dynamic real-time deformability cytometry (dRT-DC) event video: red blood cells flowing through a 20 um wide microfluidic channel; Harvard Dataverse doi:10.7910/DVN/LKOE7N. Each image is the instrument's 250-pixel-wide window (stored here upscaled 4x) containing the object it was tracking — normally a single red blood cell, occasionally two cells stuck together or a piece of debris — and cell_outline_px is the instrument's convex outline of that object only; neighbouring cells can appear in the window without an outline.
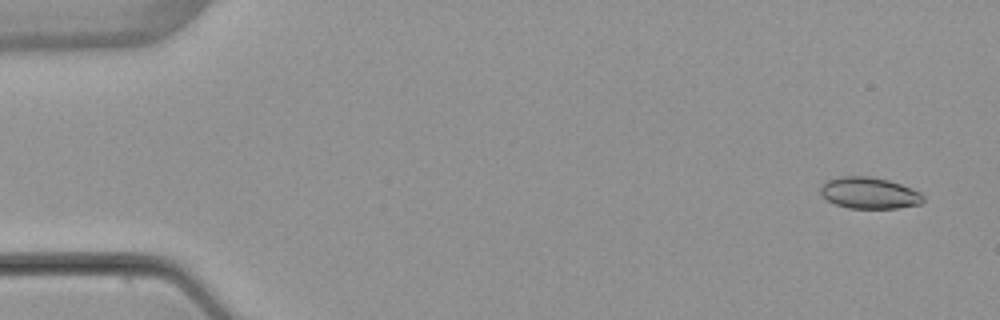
{"species": "common noctule bat (a hibernating species)", "species_latin": "Nyctalus noctula", "temperature_condition": "warm", "stored_images_in_passage": 6, "camera_frame_rate_fps": 3000, "um_per_image_px": 0.085, "animal": {"sex": "female", "body_mass_g": 22.7, "forearm_length_mm": 54.2}, "frame": {"image": 1, "passage_image": 1, "time_ms": 0.0, "image_size_px": [1000, 320], "cell_outline_px": [[924, 200], [920, 204], [896, 208], [848, 208], [836, 204], [828, 200], [820, 192], [820, 188], [828, 180], [840, 176], [872, 176], [888, 180], [912, 188], [920, 192], [924, 196]], "centroid_in_image_um": [73.91, 16.4], "position_along_channel_um": 11.1, "area_um2": 18.73}}
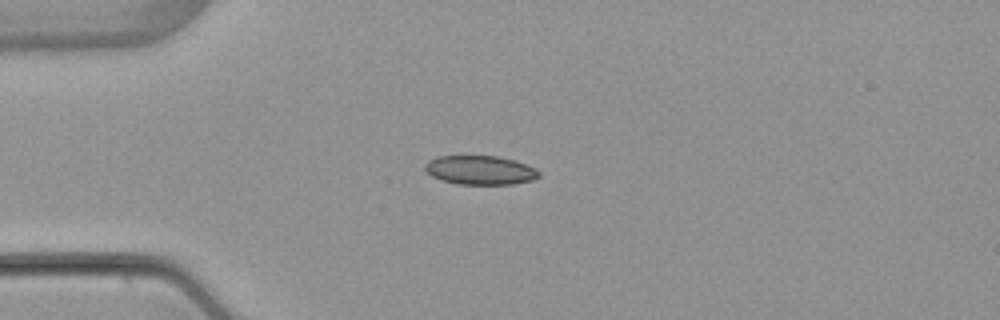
{"frame": {"image": 2, "passage_image": 4, "time_ms": 3.667, "image_size_px": [1000, 320], "cell_outline_px": [[540, 176], [532, 180], [512, 184], [456, 184], [440, 180], [432, 176], [424, 168], [424, 164], [428, 160], [440, 156], [496, 156], [512, 160], [536, 168], [540, 172]], "centroid_in_image_um": [40.79, 14.47], "position_along_channel_um": 44.2, "area_um2": 19.19}}
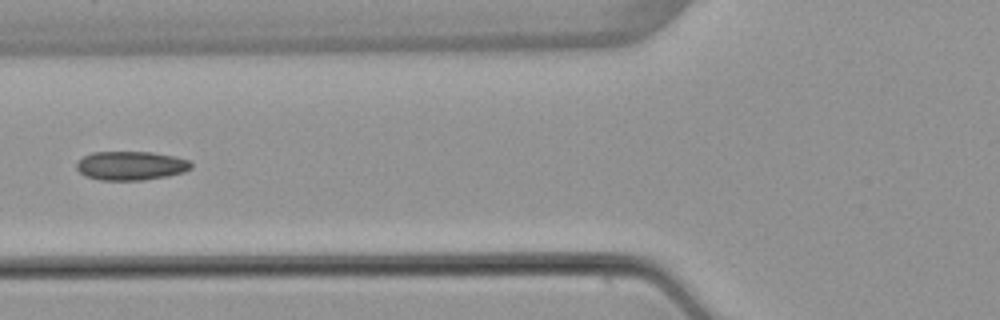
{"frame": {"image": 3, "passage_image": 6, "time_ms": 6.0, "image_size_px": [1000, 320], "cell_outline_px": [[192, 168], [184, 172], [168, 176], [144, 180], [100, 180], [84, 176], [76, 168], [76, 164], [84, 156], [92, 152], [152, 152], [176, 156], [188, 160], [192, 164]], "centroid_in_image_um": [11.14, 14.08], "position_along_channel_um": 114.7, "area_um2": 19.42}}